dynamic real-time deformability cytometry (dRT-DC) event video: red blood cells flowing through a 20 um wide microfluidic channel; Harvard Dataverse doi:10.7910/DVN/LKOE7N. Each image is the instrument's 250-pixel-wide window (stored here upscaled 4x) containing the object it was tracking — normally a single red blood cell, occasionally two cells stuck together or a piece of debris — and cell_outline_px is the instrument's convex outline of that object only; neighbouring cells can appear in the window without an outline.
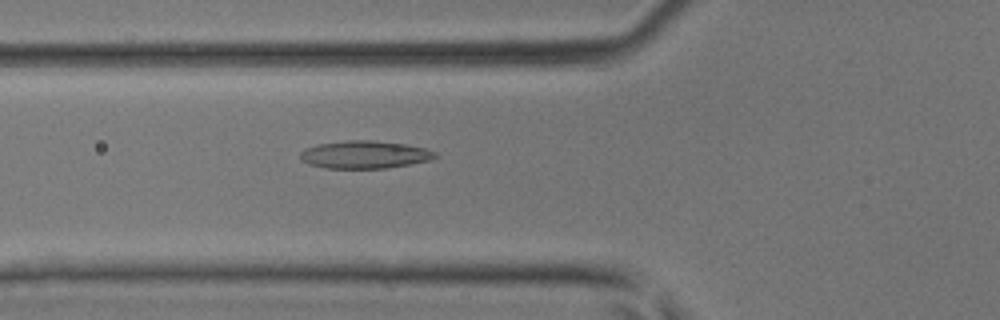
{"species": "common noctule bat (a hibernating species)", "species_latin": "Nyctalus noctula", "temperature_condition": "room temperature", "stored_images_in_passage": 45, "camera_frame_rate_fps": 3000, "um_per_image_px": 0.085, "animal": {"sex": "male", "body_mass_g": 17.9, "forearm_length_mm": 54.2}, "frame": {"image": 1, "passage_image": 17, "time_ms": 5.333, "image_size_px": [1000, 320], "cell_outline_px": [[440, 156], [428, 160], [408, 164], [384, 168], [324, 168], [308, 164], [300, 160], [300, 152], [304, 148], [320, 144], [344, 140], [376, 140], [404, 144], [424, 148], [436, 152]], "centroid_in_image_um": [30.96, 13.13], "position_along_channel_um": 94.8, "area_um2": 21.79}}
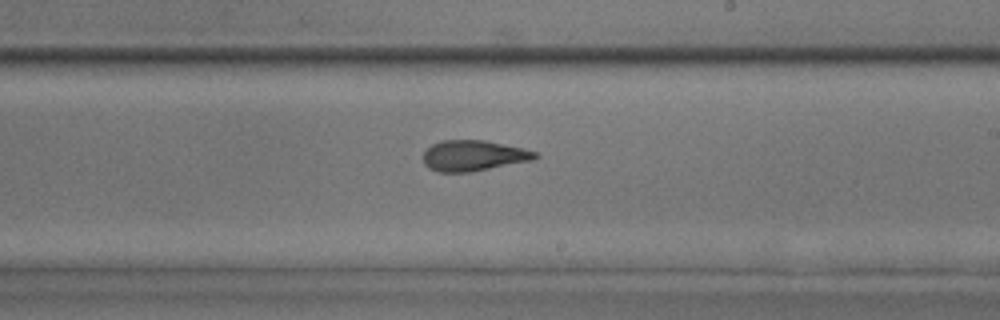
{"frame": {"image": 2, "passage_image": 27, "time_ms": 8.667, "image_size_px": [1000, 320], "cell_outline_px": [[540, 156], [536, 160], [472, 172], [436, 172], [428, 168], [424, 164], [424, 152], [432, 144], [440, 140], [484, 140], [524, 148], [536, 152]], "centroid_in_image_um": [40.28, 13.24], "position_along_channel_um": 248.7, "area_um2": 20.35}}
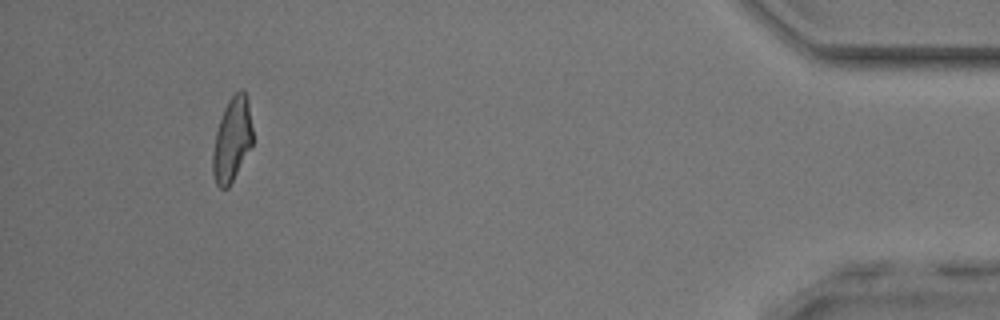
{"frame": {"image": 3, "passage_image": 42, "time_ms": 13.667, "image_size_px": [1000, 320], "cell_outline_px": [[252, 144], [228, 188], [220, 188], [216, 184], [212, 172], [212, 152], [216, 132], [224, 108], [228, 100], [240, 88], [244, 88], [248, 100], [252, 128]], "centroid_in_image_um": [19.71, 11.84], "position_along_channel_um": 415.5, "area_um2": 19.42}}